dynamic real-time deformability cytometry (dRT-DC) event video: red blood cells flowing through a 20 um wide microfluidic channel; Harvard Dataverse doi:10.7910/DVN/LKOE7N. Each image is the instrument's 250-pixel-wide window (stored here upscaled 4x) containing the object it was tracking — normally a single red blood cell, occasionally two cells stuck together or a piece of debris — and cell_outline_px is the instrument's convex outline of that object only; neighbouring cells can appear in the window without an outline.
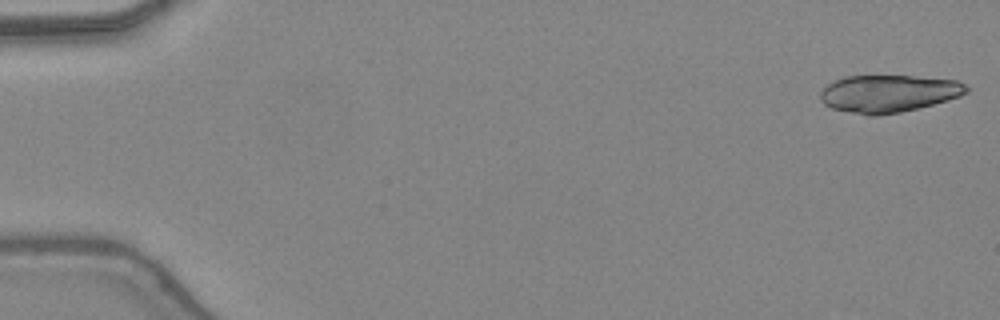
{"species": "common noctule bat (a hibernating species)", "species_latin": "Nyctalus noctula", "temperature_condition": "warm", "stored_images_in_passage": 46, "camera_frame_rate_fps": 3000, "um_per_image_px": 0.085, "animal": {"sex": "female", "body_mass_g": 24.6, "forearm_length_mm": 56.2}, "frame": {"image": 1, "passage_image": 1, "time_ms": 0.0, "image_size_px": [1000, 320], "cell_outline_px": [[968, 92], [960, 96], [948, 100], [900, 112], [876, 116], [868, 116], [832, 108], [824, 104], [820, 100], [820, 92], [828, 84], [844, 76], [912, 76], [956, 80], [964, 84], [968, 88]], "centroid_in_image_um": [75.51, 7.95], "position_along_channel_um": 9.5, "area_um2": 31.67}}
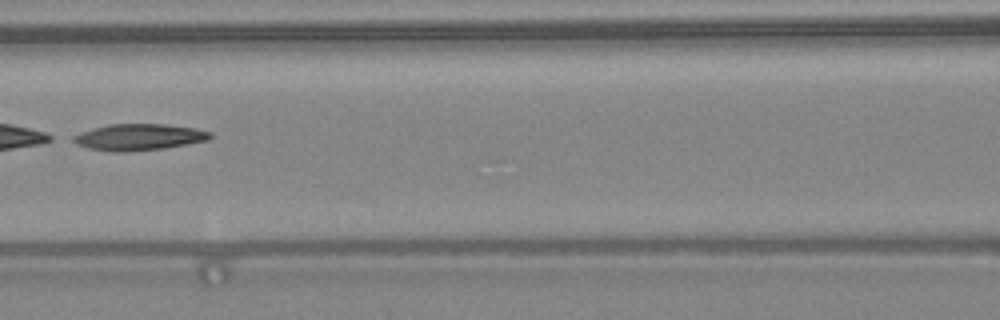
{"frame": {"image": 2, "passage_image": 22, "time_ms": 7.0, "image_size_px": [1000, 320], "cell_outline_px": [[212, 136], [208, 140], [188, 144], [164, 148], [124, 152], [112, 152], [88, 148], [76, 144], [68, 140], [72, 136], [80, 132], [92, 128], [108, 124], [168, 124], [196, 128], [212, 132]], "centroid_in_image_um": [11.77, 11.65], "position_along_channel_um": 154.8, "area_um2": 21.39}}